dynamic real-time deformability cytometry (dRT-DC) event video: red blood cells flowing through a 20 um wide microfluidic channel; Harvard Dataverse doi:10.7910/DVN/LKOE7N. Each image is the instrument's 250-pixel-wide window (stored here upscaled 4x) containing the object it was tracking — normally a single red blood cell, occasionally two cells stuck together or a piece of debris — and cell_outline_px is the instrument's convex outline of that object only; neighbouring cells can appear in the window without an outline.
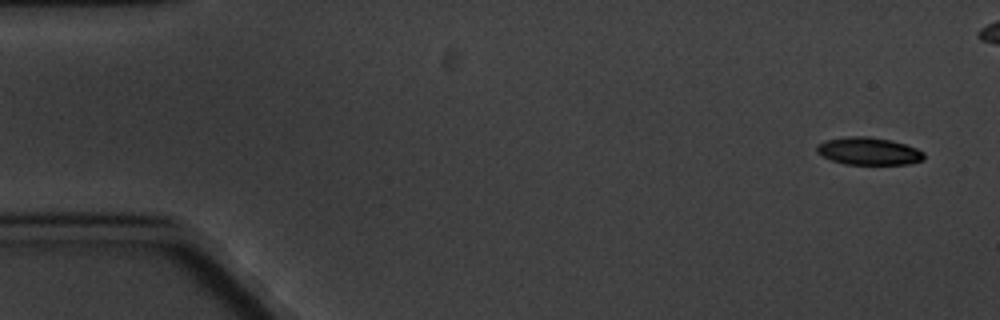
{"species": "common noctule bat (a hibernating species)", "species_latin": "Nyctalus noctula", "temperature_condition": "cold", "stored_images_in_passage": 10, "camera_frame_rate_fps": 3000, "um_per_image_px": 0.085, "animal": {"sex": "male", "body_mass_g": 20.1, "forearm_length_mm": 53.5}, "frame": {"image": 1, "passage_image": 1, "time_ms": 0.0, "image_size_px": [1000, 320], "cell_outline_px": [[924, 160], [908, 164], [844, 164], [832, 160], [816, 152], [816, 144], [824, 140], [848, 136], [868, 136], [892, 140], [916, 148], [924, 152]], "centroid_in_image_um": [73.82, 12.84], "position_along_channel_um": 11.2, "area_um2": 17.28}}